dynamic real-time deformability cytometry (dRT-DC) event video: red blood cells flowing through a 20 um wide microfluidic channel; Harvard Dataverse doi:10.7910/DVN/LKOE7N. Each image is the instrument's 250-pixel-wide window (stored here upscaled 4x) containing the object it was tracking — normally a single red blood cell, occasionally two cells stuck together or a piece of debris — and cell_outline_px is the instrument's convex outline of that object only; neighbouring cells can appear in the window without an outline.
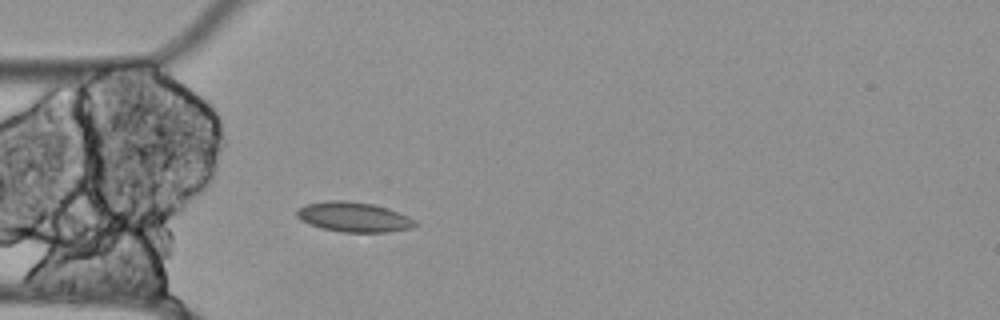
{"species": "Egyptian fruit bat (a non-hibernating species)", "species_latin": "Rousettus aegyptiacus", "temperature_condition": "cold", "stored_images_in_passage": 41, "camera_frame_rate_fps": 3000, "um_per_image_px": 0.085, "animal": {"sex": "female"}, "frame": {"image": 1, "passage_image": 1, "time_ms": 0.0, "image_size_px": [1000, 320], "cell_outline_px": [[416, 224], [412, 228], [388, 232], [340, 232], [308, 224], [300, 220], [296, 216], [296, 212], [300, 208], [308, 204], [328, 200], [344, 200], [372, 204], [388, 208], [408, 216], [416, 220]], "centroid_in_image_um": [30.07, 18.45], "position_along_channel_um": 54.9, "area_um2": 20.52}}
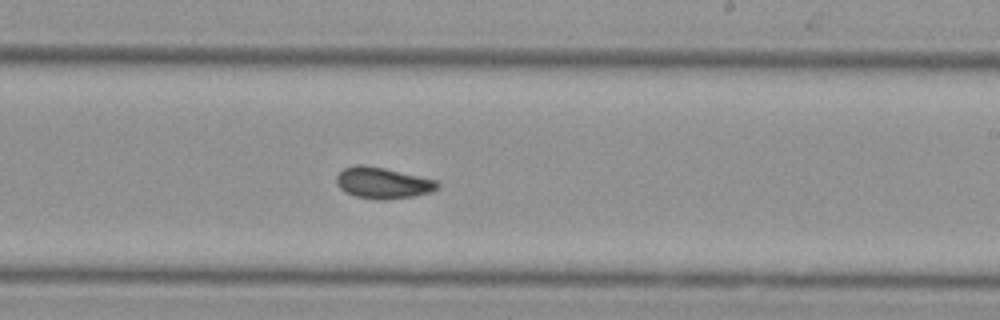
{"frame": {"image": 2, "passage_image": 18, "time_ms": 5.667, "image_size_px": [1000, 320], "cell_outline_px": [[440, 188], [432, 192], [412, 196], [384, 200], [376, 200], [356, 196], [340, 188], [336, 184], [336, 176], [344, 168], [356, 164], [364, 164], [384, 168], [436, 180], [440, 184]], "centroid_in_image_um": [32.54, 15.55], "position_along_channel_um": 256.5, "area_um2": 18.38}}
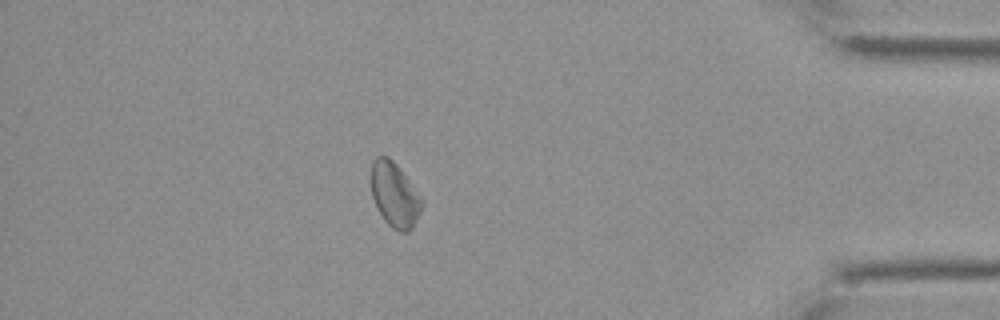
{"frame": {"image": 3, "passage_image": 34, "time_ms": 11.0, "image_size_px": [1000, 320], "cell_outline_px": [[424, 204], [412, 228], [408, 232], [400, 232], [392, 228], [384, 220], [376, 208], [372, 196], [372, 160], [376, 156], [388, 156], [396, 164], [420, 196]], "centroid_in_image_um": [33.53, 16.58], "position_along_channel_um": 401.7, "area_um2": 18.9}}